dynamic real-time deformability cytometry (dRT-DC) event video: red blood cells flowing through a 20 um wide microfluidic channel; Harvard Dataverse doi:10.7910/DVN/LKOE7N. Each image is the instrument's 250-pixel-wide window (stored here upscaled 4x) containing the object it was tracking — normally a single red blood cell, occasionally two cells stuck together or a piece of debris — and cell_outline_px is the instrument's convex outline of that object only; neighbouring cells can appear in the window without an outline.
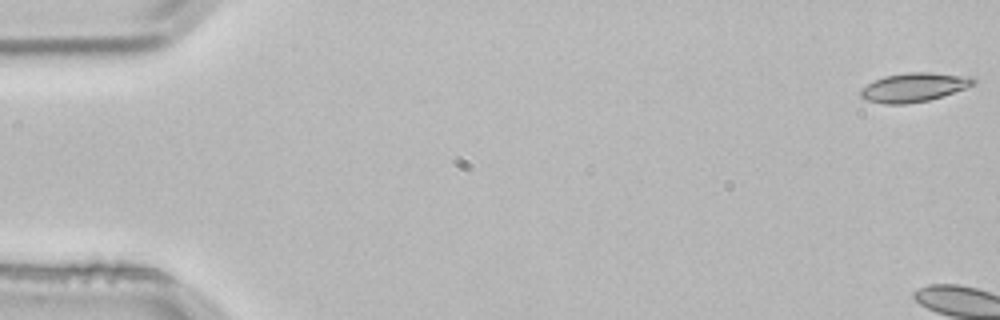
{"species": "common noctule bat (a hibernating species)", "species_latin": "Nyctalus noctula", "temperature_condition": "room temperature", "stored_images_in_passage": 2, "segment_of_instrument_passage": [2, 2], "camera_frame_rate_fps": 3000, "um_per_image_px": 0.085, "animal": {"sex": "male", "body_mass_g": 21.5, "forearm_length_mm": 52.0}, "frame": {"image": 1, "passage_image": 2, "time_ms": 0.333, "image_size_px": [1000, 320], "cell_outline_px": [[976, 84], [928, 100], [904, 104], [884, 104], [868, 100], [860, 96], [860, 88], [884, 76], [908, 72], [928, 72], [972, 76], [976, 80]], "centroid_in_image_um": [77.68, 7.41], "position_along_channel_um": 7.3, "area_um2": 18.84}}